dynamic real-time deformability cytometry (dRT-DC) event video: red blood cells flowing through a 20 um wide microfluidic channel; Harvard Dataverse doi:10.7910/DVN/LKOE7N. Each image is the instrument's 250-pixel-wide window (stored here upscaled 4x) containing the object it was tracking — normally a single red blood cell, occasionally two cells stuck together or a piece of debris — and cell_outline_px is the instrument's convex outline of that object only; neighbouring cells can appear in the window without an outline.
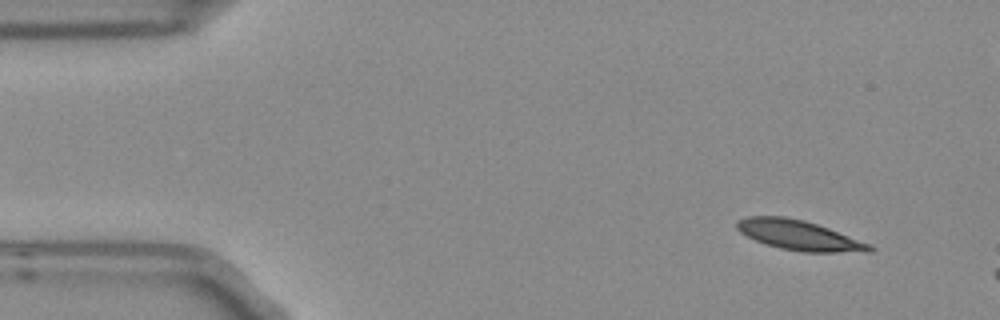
{"species": "Egyptian fruit bat (a non-hibernating species)", "species_latin": "Rousettus aegyptiacus", "temperature_condition": "room temperature", "stored_images_in_passage": 5, "camera_frame_rate_fps": 3000, "um_per_image_px": 0.085, "frame": {"image": 1, "passage_image": 1, "time_ms": 0.0, "image_size_px": [1000, 320], "cell_outline_px": [[876, 248], [872, 252], [804, 252], [780, 248], [756, 240], [740, 232], [736, 228], [736, 220], [748, 216], [784, 216], [804, 220], [828, 228], [872, 244]], "centroid_in_image_um": [67.96, 19.99], "position_along_channel_um": 17.0, "area_um2": 23.06}}